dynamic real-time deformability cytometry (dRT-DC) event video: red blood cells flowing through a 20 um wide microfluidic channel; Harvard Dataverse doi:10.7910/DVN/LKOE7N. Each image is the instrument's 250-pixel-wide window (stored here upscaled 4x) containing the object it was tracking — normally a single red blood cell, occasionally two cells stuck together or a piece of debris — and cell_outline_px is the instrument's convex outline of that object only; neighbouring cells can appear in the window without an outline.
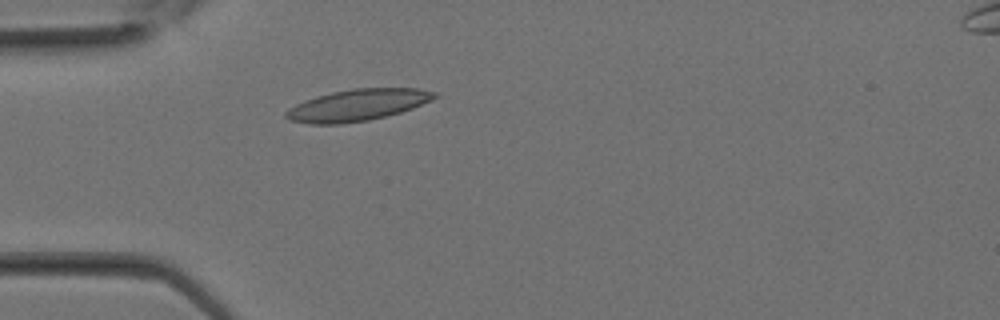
{"species": "Egyptian fruit bat (a non-hibernating species)", "species_latin": "Rousettus aegyptiacus", "temperature_condition": "room temperature", "stored_images_in_passage": 19, "camera_frame_rate_fps": 3000, "um_per_image_px": 0.085, "animal": {"sex": "female"}, "frame": {"image": 1, "passage_image": 7, "time_ms": 2.0, "image_size_px": [1000, 320], "cell_outline_px": [[440, 96], [432, 100], [412, 108], [400, 112], [368, 120], [340, 124], [312, 124], [288, 120], [284, 116], [284, 112], [288, 108], [304, 100], [316, 96], [332, 92], [352, 88], [416, 88], [436, 92]], "centroid_in_image_um": [30.37, 8.92], "position_along_channel_um": 54.6, "area_um2": 27.4}}
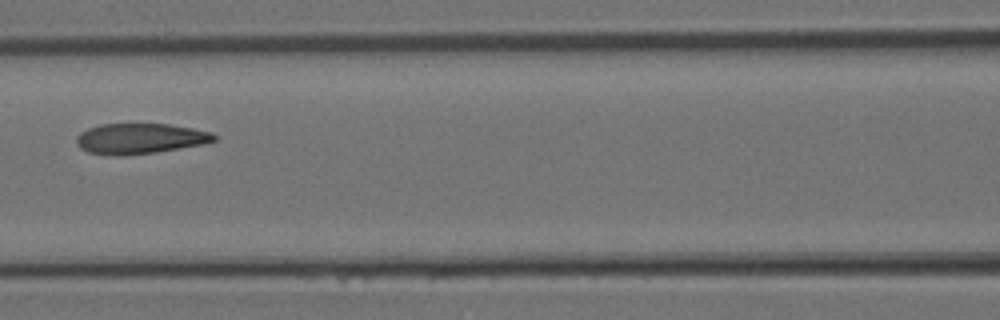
{"frame": {"image": 2, "passage_image": 12, "time_ms": 3.667, "image_size_px": [1000, 320], "cell_outline_px": [[216, 140], [204, 144], [156, 152], [124, 156], [112, 156], [88, 152], [80, 148], [76, 144], [76, 136], [80, 132], [88, 128], [100, 124], [168, 124], [192, 128], [212, 132], [216, 136]], "centroid_in_image_um": [11.87, 11.79], "position_along_channel_um": 154.7, "area_um2": 24.62}}
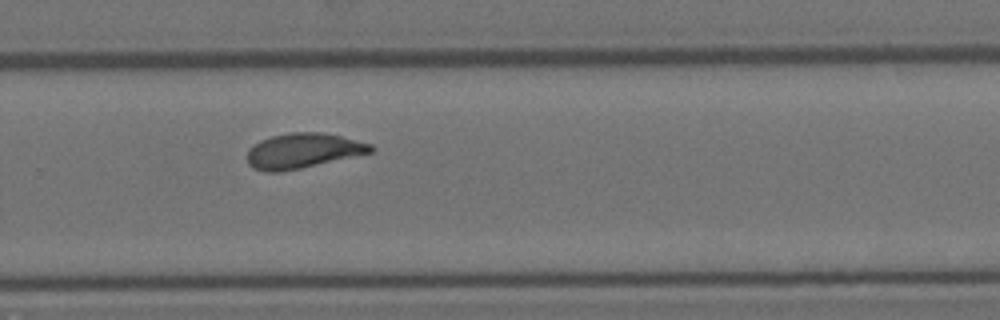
{"frame": {"image": 3, "passage_image": 19, "time_ms": 6.0, "image_size_px": [1000, 320], "cell_outline_px": [[376, 148], [372, 152], [300, 168], [280, 172], [264, 172], [252, 168], [248, 164], [248, 148], [260, 140], [272, 136], [288, 132], [320, 132], [340, 136], [372, 144]], "centroid_in_image_um": [25.72, 12.81], "position_along_channel_um": 304.1, "area_um2": 25.14}}